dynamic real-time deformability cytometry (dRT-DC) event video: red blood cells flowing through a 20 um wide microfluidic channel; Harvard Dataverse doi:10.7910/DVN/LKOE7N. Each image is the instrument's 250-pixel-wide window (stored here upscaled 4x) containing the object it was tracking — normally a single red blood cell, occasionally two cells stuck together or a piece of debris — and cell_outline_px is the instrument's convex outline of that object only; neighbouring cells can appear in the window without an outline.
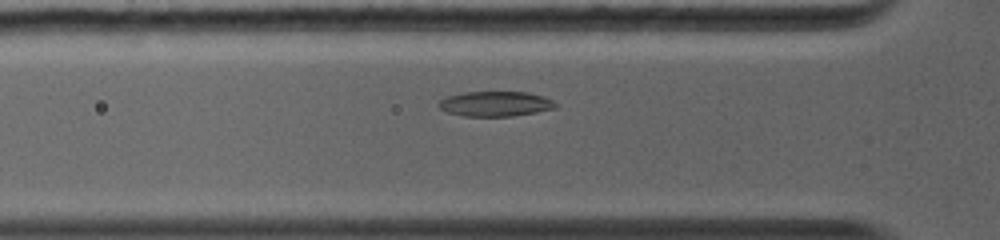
{"species": "common noctule bat (a hibernating species)", "species_latin": "Nyctalus noctula", "temperature_condition": "warm", "stored_images_in_passage": 45, "camera_frame_rate_fps": 5000, "um_per_image_px": 0.085, "animal": {"sex": "female", "body_mass_g": 19.0, "forearm_length_mm": 56.7}, "frame": {"image": 1, "passage_image": 9, "time_ms": 3.0, "image_size_px": [1000, 240], "cell_outline_px": [[556, 108], [536, 112], [512, 116], [464, 116], [448, 112], [440, 108], [436, 104], [440, 100], [448, 96], [464, 92], [528, 92], [544, 96], [552, 100], [556, 104]], "centroid_in_image_um": [42.11, 8.82], "position_along_channel_um": 83.7, "area_um2": 16.99}}
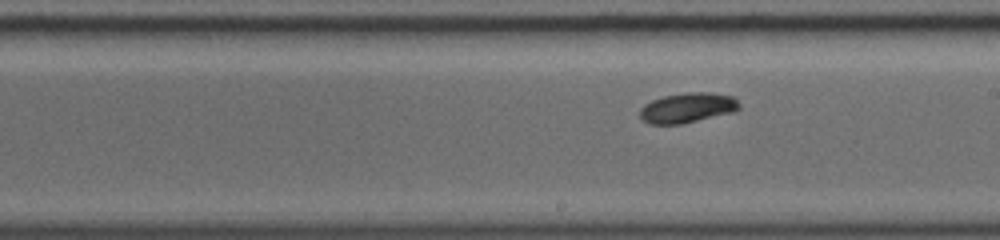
{"frame": {"image": 2, "passage_image": 24, "time_ms": 6.4, "image_size_px": [1000, 240], "cell_outline_px": [[740, 108], [732, 112], [684, 124], [648, 124], [640, 120], [640, 108], [644, 104], [652, 100], [664, 96], [684, 92], [712, 92], [736, 96], [740, 104]], "centroid_in_image_um": [58.44, 9.15], "position_along_channel_um": 230.6, "area_um2": 17.74}}
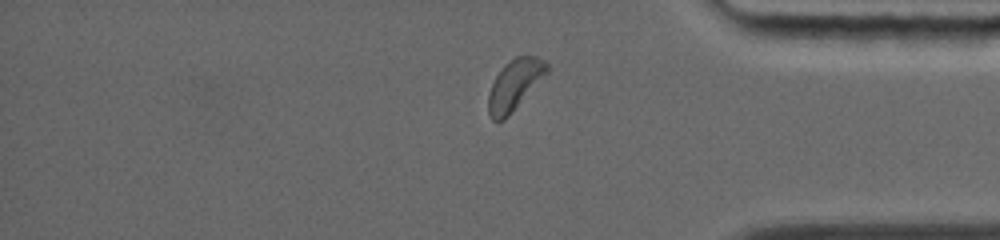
{"frame": {"image": 3, "passage_image": 40, "time_ms": 10.4, "image_size_px": [1000, 240], "cell_outline_px": [[548, 72], [508, 116], [504, 120], [496, 124], [492, 120], [488, 112], [488, 96], [492, 84], [496, 76], [504, 64], [516, 56], [536, 56], [544, 60], [548, 64]], "centroid_in_image_um": [43.72, 7.22], "position_along_channel_um": 391.5, "area_um2": 17.11}}